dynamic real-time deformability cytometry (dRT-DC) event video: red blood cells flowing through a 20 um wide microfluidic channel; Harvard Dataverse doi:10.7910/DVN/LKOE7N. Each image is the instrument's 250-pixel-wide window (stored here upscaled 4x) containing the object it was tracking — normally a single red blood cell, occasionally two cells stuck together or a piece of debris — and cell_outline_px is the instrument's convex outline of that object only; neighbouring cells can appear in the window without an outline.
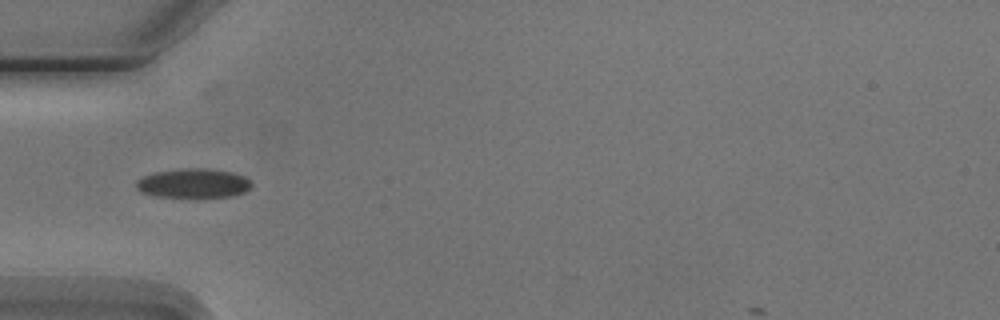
{"species": "Egyptian fruit bat (a non-hibernating species)", "species_latin": "Rousettus aegyptiacus", "temperature_condition": "cold", "stored_images_in_passage": 6, "camera_frame_rate_fps": 3000, "um_per_image_px": 0.085, "animal": {"sex": "male"}, "frame": {"image": 1, "passage_image": 4, "time_ms": 3.333, "image_size_px": [1000, 320], "cell_outline_px": [[252, 188], [244, 192], [232, 196], [196, 200], [152, 196], [140, 192], [136, 188], [136, 180], [144, 176], [156, 172], [180, 168], [208, 168], [232, 172], [244, 176], [252, 180]], "centroid_in_image_um": [16.45, 15.63], "position_along_channel_um": 68.5, "area_um2": 20.87}}
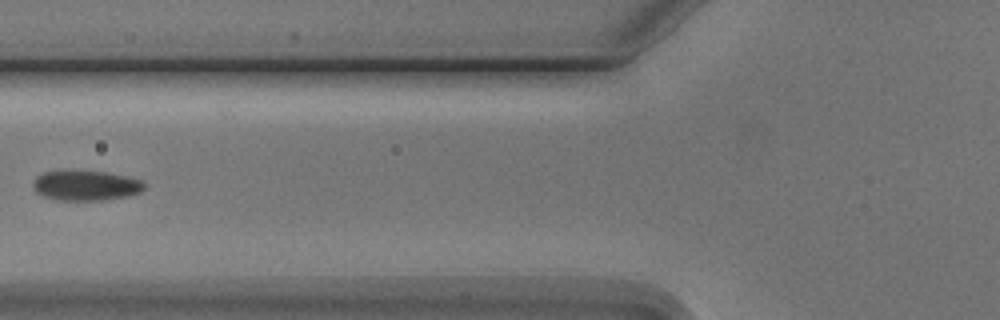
{"frame": {"image": 2, "passage_image": 5, "time_ms": 4.667, "image_size_px": [1000, 320], "cell_outline_px": [[144, 188], [140, 192], [128, 196], [104, 200], [52, 200], [36, 192], [32, 184], [36, 176], [44, 172], [104, 172], [140, 180], [144, 184]], "centroid_in_image_um": [7.26, 15.8], "position_along_channel_um": 118.5, "area_um2": 19.02}}
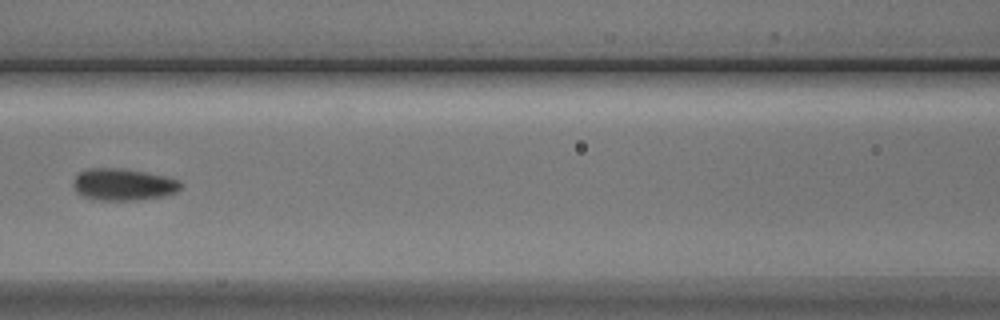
{"frame": {"image": 3, "passage_image": 6, "time_ms": 5.667, "image_size_px": [1000, 320], "cell_outline_px": [[180, 188], [176, 192], [164, 196], [136, 200], [96, 200], [84, 196], [76, 192], [76, 176], [80, 172], [88, 168], [116, 168], [144, 172], [168, 176], [180, 180]], "centroid_in_image_um": [10.52, 15.68], "position_along_channel_um": 156.1, "area_um2": 19.71}}